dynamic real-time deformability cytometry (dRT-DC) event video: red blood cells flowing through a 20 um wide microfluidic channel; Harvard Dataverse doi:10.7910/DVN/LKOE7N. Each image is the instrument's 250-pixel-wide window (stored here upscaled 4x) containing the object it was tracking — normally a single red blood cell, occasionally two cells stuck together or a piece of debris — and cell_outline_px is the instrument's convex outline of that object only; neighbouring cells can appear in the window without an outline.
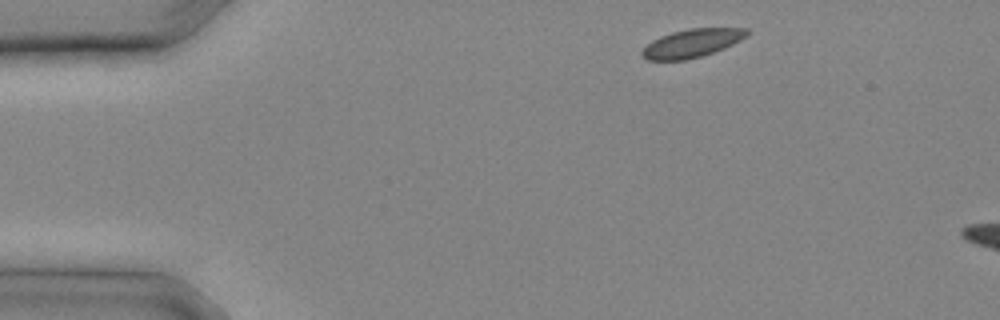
{"species": "common noctule bat (a hibernating species)", "species_latin": "Nyctalus noctula", "temperature_condition": "cold", "stored_images_in_passage": 5, "camera_frame_rate_fps": 3000, "um_per_image_px": 0.085, "animal": {"sex": "male", "body_mass_g": 20.4}, "frame": {"image": 1, "passage_image": 1, "time_ms": 0.0, "image_size_px": [1000, 320], "cell_outline_px": [[748, 32], [740, 40], [724, 48], [700, 56], [684, 60], [648, 60], [640, 56], [640, 52], [652, 40], [660, 36], [672, 32], [692, 28], [748, 28]], "centroid_in_image_um": [58.76, 3.67], "position_along_channel_um": 26.2, "area_um2": 17.05}}